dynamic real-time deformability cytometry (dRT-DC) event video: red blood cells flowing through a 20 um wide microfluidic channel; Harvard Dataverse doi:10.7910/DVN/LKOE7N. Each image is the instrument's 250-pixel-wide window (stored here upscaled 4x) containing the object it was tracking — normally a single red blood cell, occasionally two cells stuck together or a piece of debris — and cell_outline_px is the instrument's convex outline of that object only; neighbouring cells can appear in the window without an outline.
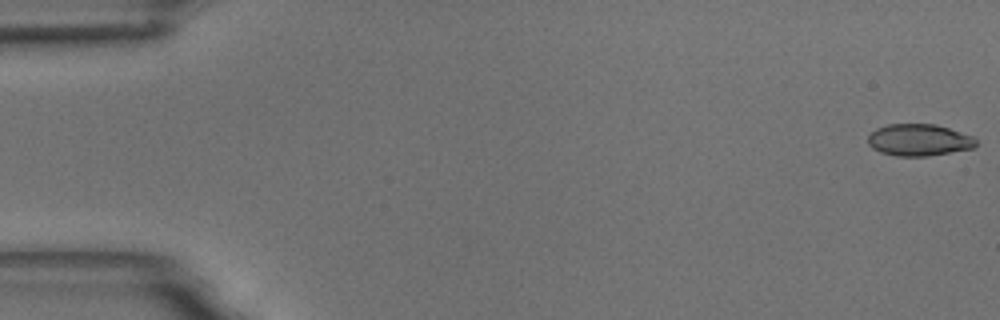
{"species": "common noctule bat (a hibernating species)", "species_latin": "Nyctalus noctula", "temperature_condition": "room temperature", "stored_images_in_passage": 55, "camera_frame_rate_fps": 3000, "um_per_image_px": 0.085, "animal": {"sex": "male", "body_mass_g": 18.8}, "frame": {"image": 1, "passage_image": 1, "time_ms": 0.0, "image_size_px": [1000, 320], "cell_outline_px": [[976, 144], [972, 148], [928, 156], [896, 156], [880, 152], [872, 148], [868, 144], [868, 136], [876, 128], [888, 124], [936, 124], [972, 136], [976, 140]], "centroid_in_image_um": [78.07, 11.9], "position_along_channel_um": 6.9, "area_um2": 19.94}}
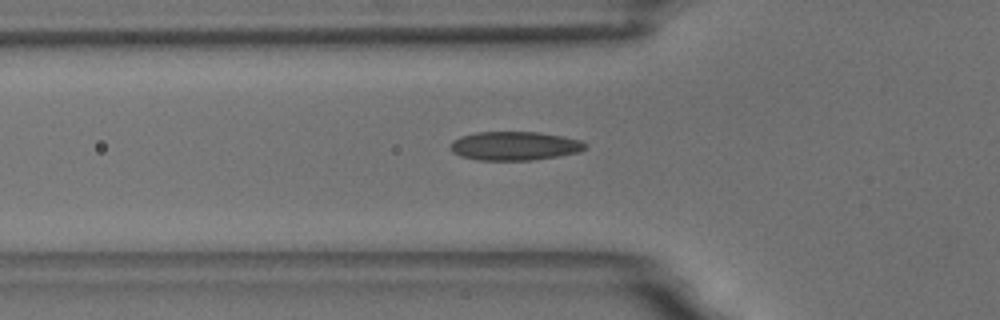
{"frame": {"image": 2, "passage_image": 19, "time_ms": 6.0, "image_size_px": [1000, 320], "cell_outline_px": [[588, 144], [580, 152], [532, 160], [480, 160], [460, 156], [452, 152], [452, 140], [460, 136], [476, 132], [540, 132], [564, 136], [580, 140]], "centroid_in_image_um": [43.75, 12.39], "position_along_channel_um": 82.0, "area_um2": 22.6}}
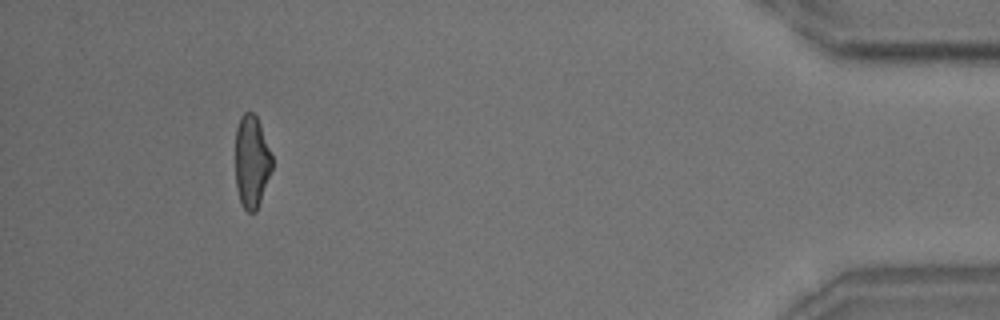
{"frame": {"image": 3, "passage_image": 51, "time_ms": 16.667, "image_size_px": [1000, 320], "cell_outline_px": [[272, 168], [256, 212], [248, 212], [240, 204], [236, 188], [236, 128], [240, 116], [244, 112], [252, 112], [256, 116], [260, 124], [272, 156]], "centroid_in_image_um": [21.38, 13.74], "position_along_channel_um": 413.8, "area_um2": 19.71}, "authors_computed_cell_mechanics": {"area_um2": 20.9814, "velocity_mm_per_s": 3.6936, "shape_relaxation_time_tau1_ms": 5.7346, "shape_relaxation_time_tau2_ms": 1.4813, "deformation_change_tau1": 0.1591, "deformation_change_tau2": 0.0748}}